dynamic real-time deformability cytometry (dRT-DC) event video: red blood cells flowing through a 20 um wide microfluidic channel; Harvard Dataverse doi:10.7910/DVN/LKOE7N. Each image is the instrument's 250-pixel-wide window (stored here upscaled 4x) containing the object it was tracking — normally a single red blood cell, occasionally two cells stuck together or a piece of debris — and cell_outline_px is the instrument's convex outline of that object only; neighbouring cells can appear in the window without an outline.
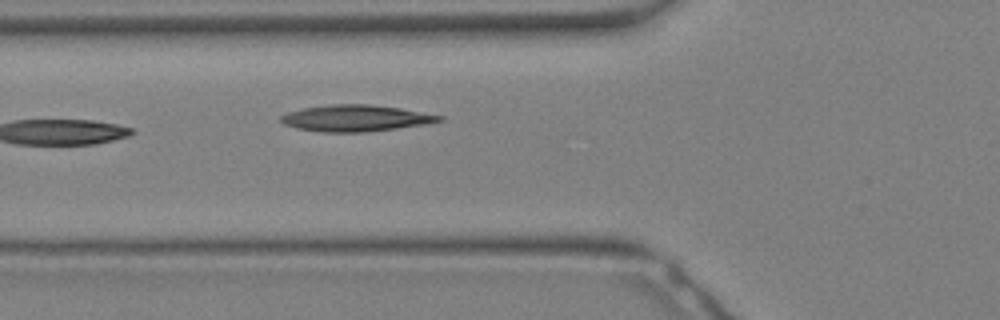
{"species": "Egyptian fruit bat (a non-hibernating species)", "species_latin": "Rousettus aegyptiacus", "temperature_condition": "warm", "stored_images_in_passage": 12, "camera_frame_rate_fps": 3000, "um_per_image_px": 0.085, "animal": {"sex": "female"}, "frame": {"image": 1, "passage_image": 12, "time_ms": 3.667, "image_size_px": [1000, 320], "cell_outline_px": [[444, 120], [428, 124], [364, 132], [324, 132], [296, 128], [284, 124], [280, 120], [280, 116], [288, 112], [304, 108], [332, 104], [368, 104], [400, 108], [444, 116]], "centroid_in_image_um": [30.25, 10.04], "position_along_channel_um": 95.5, "area_um2": 24.28}}